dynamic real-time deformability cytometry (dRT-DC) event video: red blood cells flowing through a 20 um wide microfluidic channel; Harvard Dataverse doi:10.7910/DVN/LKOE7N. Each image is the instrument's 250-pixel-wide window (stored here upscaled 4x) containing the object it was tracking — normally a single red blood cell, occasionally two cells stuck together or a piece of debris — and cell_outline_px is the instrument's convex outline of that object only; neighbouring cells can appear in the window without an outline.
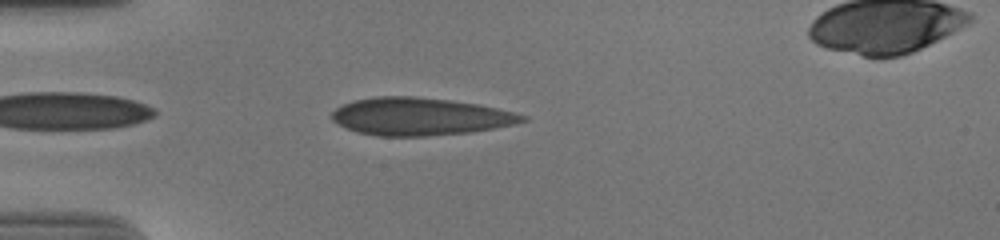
{"species": "human", "species_latin": "Homo sapiens", "temperature_condition": "cold", "stored_images_in_passage": 42, "camera_frame_rate_fps": 3000, "um_per_image_px": 0.085, "donor": {"sex": "male"}, "frame": {"image": 1, "passage_image": 3, "time_ms": 0.667, "image_size_px": [1000, 240], "cell_outline_px": [[528, 120], [516, 124], [472, 132], [428, 136], [376, 136], [356, 132], [332, 120], [328, 116], [336, 108], [352, 100], [376, 96], [412, 96], [452, 100], [476, 104], [496, 108], [528, 116]], "centroid_in_image_um": [35.68, 9.9], "position_along_channel_um": 49.3, "area_um2": 41.91}}
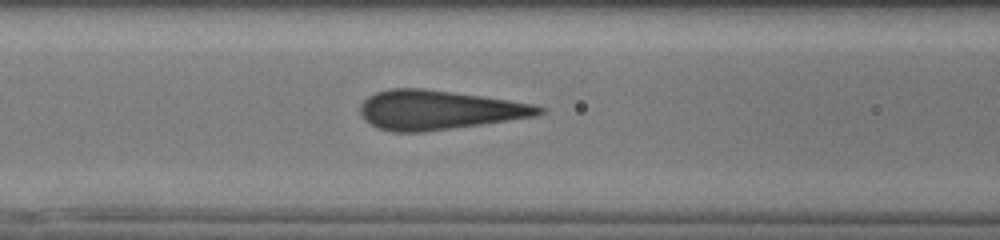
{"frame": {"image": 2, "passage_image": 11, "time_ms": 3.333, "image_size_px": [1000, 240], "cell_outline_px": [[548, 112], [536, 116], [424, 132], [392, 132], [380, 128], [364, 120], [360, 112], [360, 104], [368, 96], [376, 92], [392, 88], [424, 88], [508, 100], [532, 104], [548, 108]], "centroid_in_image_um": [37.29, 9.34], "position_along_channel_um": 129.3, "area_um2": 40.75}}
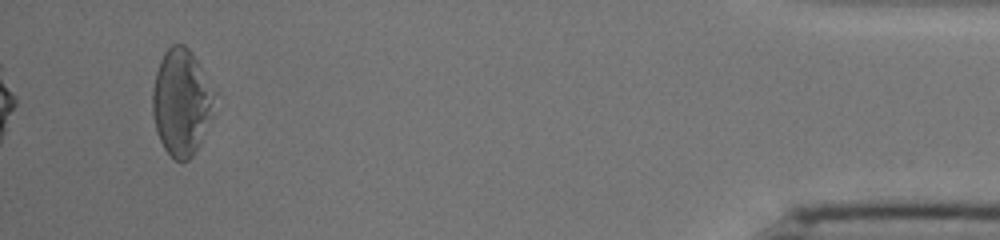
{"frame": {"image": 3, "passage_image": 40, "time_ms": 13.0, "image_size_px": [1000, 240], "cell_outline_px": [[208, 116], [200, 140], [192, 156], [188, 160], [176, 160], [164, 148], [160, 140], [156, 128], [152, 112], [152, 88], [156, 72], [160, 60], [164, 52], [172, 44], [184, 44], [192, 52], [196, 60], [208, 92]], "centroid_in_image_um": [15.26, 8.67], "position_along_channel_um": 419.9, "area_um2": 35.84}, "authors_computed_cell_mechanics": {"area_um2": 39.9398, "velocity_mm_per_s": 3.7009, "shape_relaxation_time_tau1_ms": 8.6906, "shape_relaxation_time_tau2_ms": null, "deformation_change_tau1": 0.2252, "deformation_change_tau2": null}}